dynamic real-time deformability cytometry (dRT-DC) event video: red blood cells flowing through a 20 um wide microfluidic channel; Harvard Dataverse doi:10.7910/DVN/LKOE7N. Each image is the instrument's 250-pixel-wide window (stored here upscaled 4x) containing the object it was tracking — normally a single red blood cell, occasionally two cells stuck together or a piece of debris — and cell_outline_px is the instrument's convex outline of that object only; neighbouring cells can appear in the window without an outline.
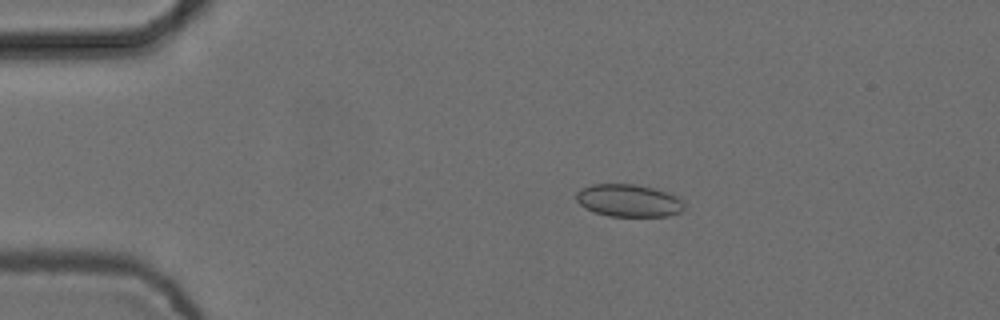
{"species": "common noctule bat (a hibernating species)", "species_latin": "Nyctalus noctula", "temperature_condition": "cold", "stored_images_in_passage": 8, "camera_frame_rate_fps": 3000, "um_per_image_px": 0.085, "animal": {"sex": "female", "body_mass_g": 24.6, "forearm_length_mm": 56.2}, "frame": {"image": 1, "passage_image": 1, "time_ms": 0.0, "image_size_px": [1000, 320], "cell_outline_px": [[684, 208], [680, 212], [668, 216], [608, 216], [596, 212], [580, 204], [576, 200], [576, 192], [580, 188], [592, 184], [636, 184], [668, 192], [680, 196], [684, 200]], "centroid_in_image_um": [53.47, 17.04], "position_along_channel_um": 31.5, "area_um2": 20.58}}
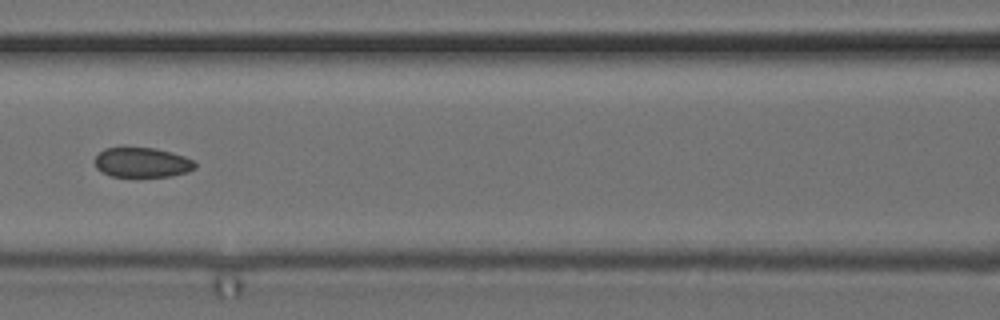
{"frame": {"image": 2, "passage_image": 5, "time_ms": 1.333, "image_size_px": [1000, 320], "cell_outline_px": [[196, 168], [188, 172], [172, 176], [112, 176], [96, 168], [92, 160], [104, 148], [156, 148], [172, 152], [184, 156], [192, 160], [196, 164]], "centroid_in_image_um": [12.08, 13.8], "position_along_channel_um": 154.5, "area_um2": 17.4}}
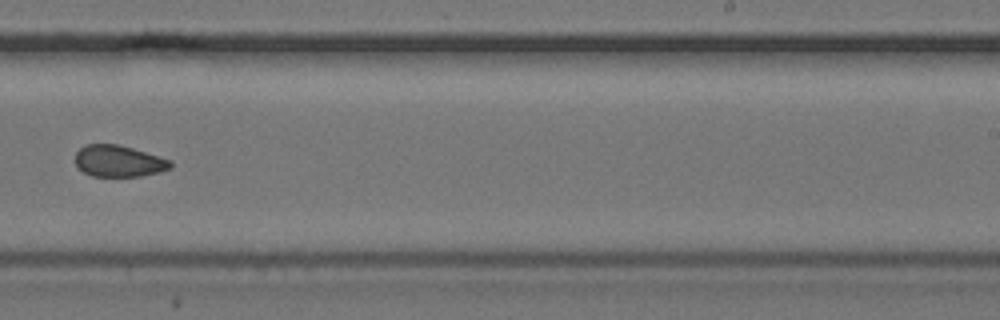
{"frame": {"image": 3, "passage_image": 8, "time_ms": 2.333, "image_size_px": [1000, 320], "cell_outline_px": [[172, 168], [160, 172], [140, 176], [92, 176], [84, 172], [76, 164], [76, 152], [84, 144], [116, 144], [132, 148], [160, 156], [172, 160]], "centroid_in_image_um": [10.12, 13.69], "position_along_channel_um": 278.9, "area_um2": 17.51}}